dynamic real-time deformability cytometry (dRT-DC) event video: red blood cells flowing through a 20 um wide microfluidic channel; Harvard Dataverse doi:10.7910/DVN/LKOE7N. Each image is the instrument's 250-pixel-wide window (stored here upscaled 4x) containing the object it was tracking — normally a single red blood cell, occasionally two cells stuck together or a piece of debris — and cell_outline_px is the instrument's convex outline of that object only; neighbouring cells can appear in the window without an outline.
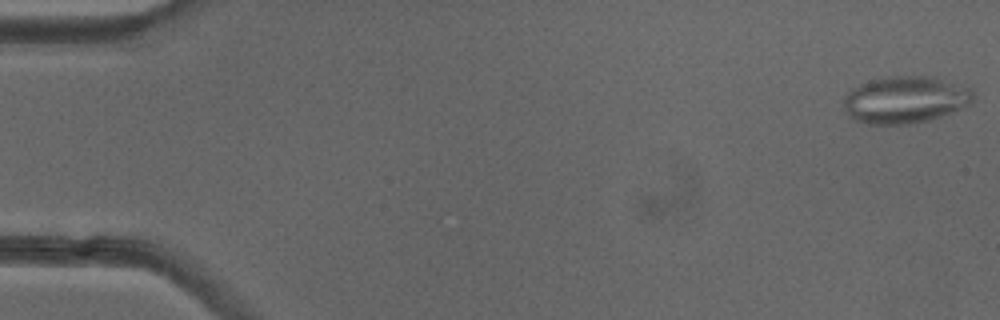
{"species": "common noctule bat (a hibernating species)", "species_latin": "Nyctalus noctula", "temperature_condition": "cold", "stored_images_in_passage": 11, "camera_frame_rate_fps": 3000, "um_per_image_px": 0.085, "animal": {"sex": "female"}, "frame": {"image": 1, "passage_image": 1, "time_ms": 0.0, "image_size_px": [1000, 320], "cell_outline_px": [[976, 96], [972, 104], [964, 108], [928, 120], [908, 124], [868, 124], [856, 120], [848, 116], [844, 108], [844, 96], [852, 88], [860, 84], [872, 80], [888, 76], [932, 76], [972, 84]], "centroid_in_image_um": [77.06, 8.45], "position_along_channel_um": 7.9, "area_um2": 36.47}}